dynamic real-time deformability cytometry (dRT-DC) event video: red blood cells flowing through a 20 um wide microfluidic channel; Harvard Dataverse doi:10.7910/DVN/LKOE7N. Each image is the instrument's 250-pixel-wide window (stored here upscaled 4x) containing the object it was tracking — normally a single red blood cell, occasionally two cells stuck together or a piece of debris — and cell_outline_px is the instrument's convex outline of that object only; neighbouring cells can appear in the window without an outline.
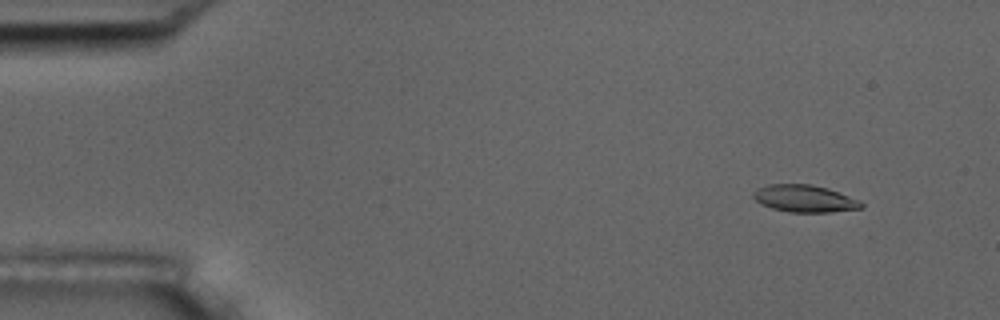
{"species": "common noctule bat (a hibernating species)", "species_latin": "Nyctalus noctula", "temperature_condition": "room temperature", "stored_images_in_passage": 57, "camera_frame_rate_fps": 3000, "um_per_image_px": 0.085, "animal": {"sex": "male", "body_mass_g": 17.5, "forearm_length_mm": 52.3}, "frame": {"image": 1, "passage_image": 6, "time_ms": 1.667, "image_size_px": [1000, 320], "cell_outline_px": [[864, 208], [832, 212], [788, 212], [772, 208], [760, 204], [752, 196], [752, 192], [756, 188], [768, 184], [808, 184], [828, 188], [860, 200], [864, 204]], "centroid_in_image_um": [68.38, 16.88], "position_along_channel_um": 16.6, "area_um2": 17.28}}
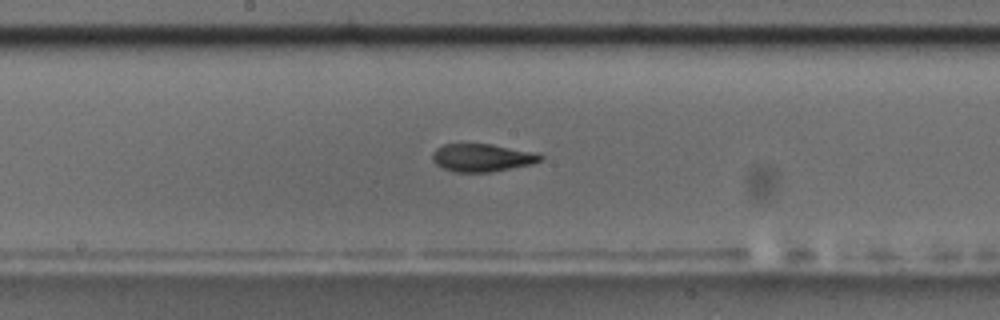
{"frame": {"image": 2, "passage_image": 30, "time_ms": 9.667, "image_size_px": [1000, 320], "cell_outline_px": [[544, 156], [540, 160], [532, 164], [492, 172], [452, 172], [436, 164], [432, 160], [432, 152], [436, 148], [444, 144], [492, 144], [540, 152]], "centroid_in_image_um": [41.01, 13.4], "position_along_channel_um": 207.2, "area_um2": 17.8}}
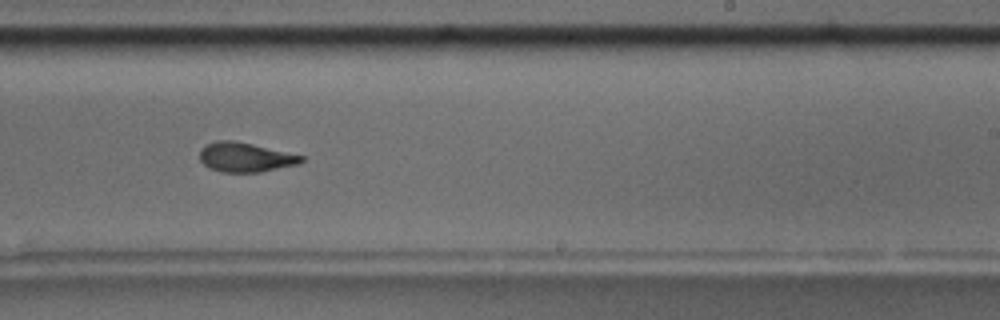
{"frame": {"image": 3, "passage_image": 35, "time_ms": 11.333, "image_size_px": [1000, 320], "cell_outline_px": [[304, 160], [296, 164], [260, 172], [224, 172], [212, 168], [204, 164], [200, 160], [200, 148], [216, 140], [232, 140], [252, 144], [304, 156]], "centroid_in_image_um": [20.83, 13.35], "position_along_channel_um": 268.2, "area_um2": 17.11}}